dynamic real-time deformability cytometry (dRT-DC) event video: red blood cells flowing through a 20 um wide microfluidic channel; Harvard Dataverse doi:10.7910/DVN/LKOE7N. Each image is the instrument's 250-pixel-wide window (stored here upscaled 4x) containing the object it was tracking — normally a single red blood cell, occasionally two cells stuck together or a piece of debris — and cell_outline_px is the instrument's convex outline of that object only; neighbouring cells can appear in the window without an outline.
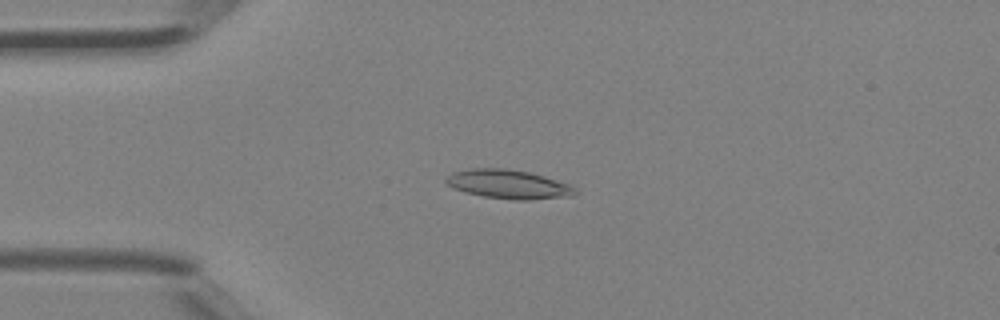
{"species": "Egyptian fruit bat (a non-hibernating species)", "species_latin": "Rousettus aegyptiacus", "temperature_condition": "room temperature", "stored_images_in_passage": 42, "camera_frame_rate_fps": 3000, "um_per_image_px": 0.085, "animal": {"sex": "female"}, "frame": {"image": 1, "passage_image": 8, "time_ms": 2.333, "image_size_px": [1000, 320], "cell_outline_px": [[576, 192], [572, 196], [528, 200], [516, 200], [484, 196], [464, 192], [452, 188], [444, 184], [444, 180], [452, 172], [472, 168], [504, 168], [528, 172], [544, 176], [572, 184], [576, 188]], "centroid_in_image_um": [43.2, 15.66], "position_along_channel_um": 41.8, "area_um2": 21.96}}
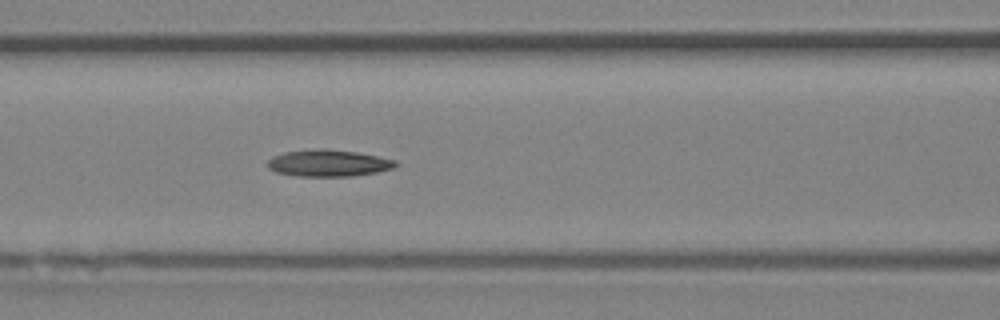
{"frame": {"image": 2, "passage_image": 16, "time_ms": 5.0, "image_size_px": [1000, 320], "cell_outline_px": [[396, 164], [392, 168], [376, 172], [352, 176], [296, 176], [276, 172], [268, 168], [268, 160], [272, 156], [284, 152], [356, 152], [396, 160]], "centroid_in_image_um": [27.9, 13.92], "position_along_channel_um": 138.7, "area_um2": 18.73}}
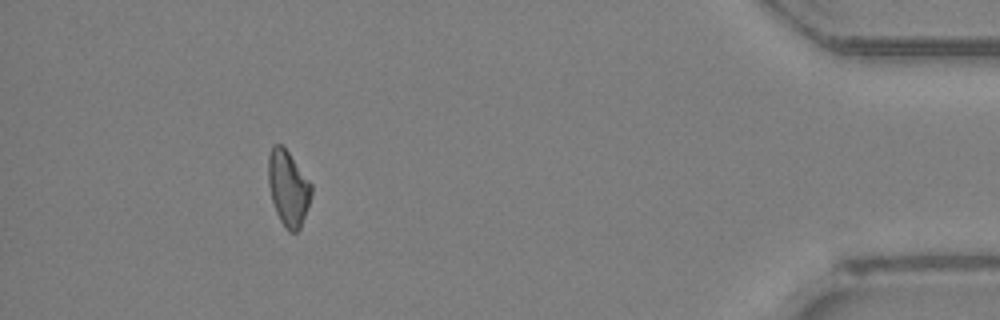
{"frame": {"image": 3, "passage_image": 38, "time_ms": 12.333, "image_size_px": [1000, 320], "cell_outline_px": [[312, 196], [300, 228], [296, 232], [288, 232], [284, 228], [276, 212], [272, 200], [268, 184], [268, 156], [272, 144], [280, 144], [288, 152], [312, 184]], "centroid_in_image_um": [24.49, 16.01], "position_along_channel_um": 410.7, "area_um2": 18.96}}